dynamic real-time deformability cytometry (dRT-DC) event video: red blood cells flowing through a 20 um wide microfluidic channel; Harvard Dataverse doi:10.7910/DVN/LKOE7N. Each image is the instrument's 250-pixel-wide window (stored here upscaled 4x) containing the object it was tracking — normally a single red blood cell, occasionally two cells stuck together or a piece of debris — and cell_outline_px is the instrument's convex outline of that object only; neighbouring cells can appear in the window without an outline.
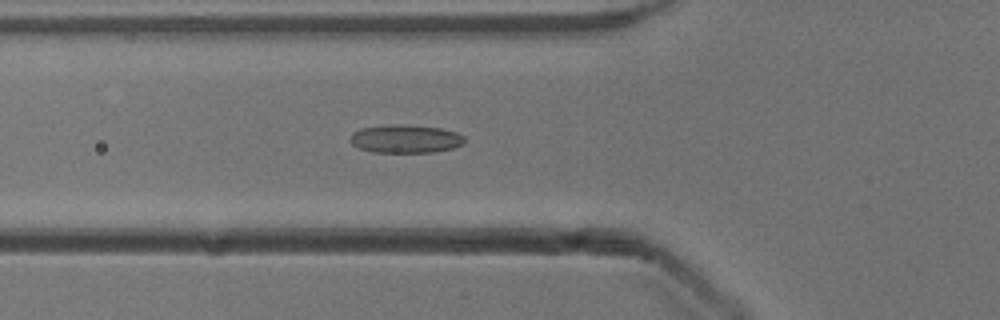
{"species": "common noctule bat (a hibernating species)", "species_latin": "Nyctalus noctula", "temperature_condition": "cold", "stored_images_in_passage": 53, "camera_frame_rate_fps": 3000, "um_per_image_px": 0.085, "animal": {"sex": "male", "body_mass_g": 13.3}, "frame": {"image": 1, "passage_image": 19, "time_ms": 6.0, "image_size_px": [1000, 320], "cell_outline_px": [[464, 144], [452, 148], [432, 152], [372, 152], [360, 148], [352, 144], [348, 140], [352, 132], [360, 128], [388, 124], [408, 124], [440, 128], [456, 132], [464, 136]], "centroid_in_image_um": [34.43, 11.78], "position_along_channel_um": 91.4, "area_um2": 19.02}}
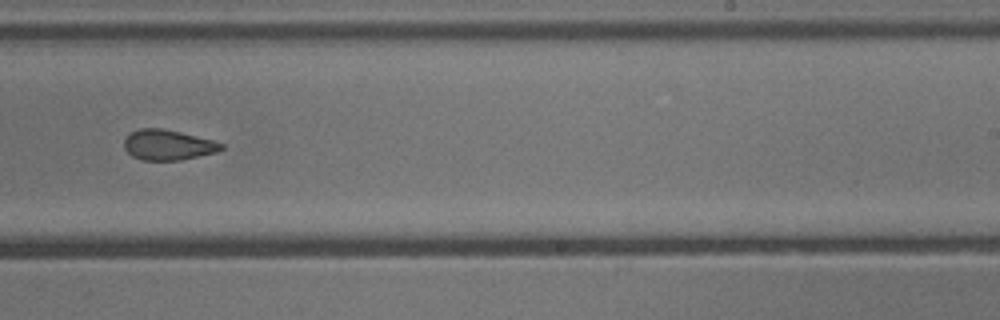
{"frame": {"image": 2, "passage_image": 33, "time_ms": 10.667, "image_size_px": [1000, 320], "cell_outline_px": [[224, 148], [216, 152], [180, 160], [140, 160], [132, 156], [124, 148], [124, 140], [132, 132], [140, 128], [160, 128], [180, 132], [212, 140], [224, 144]], "centroid_in_image_um": [14.27, 12.32], "position_along_channel_um": 274.7, "area_um2": 16.99}}
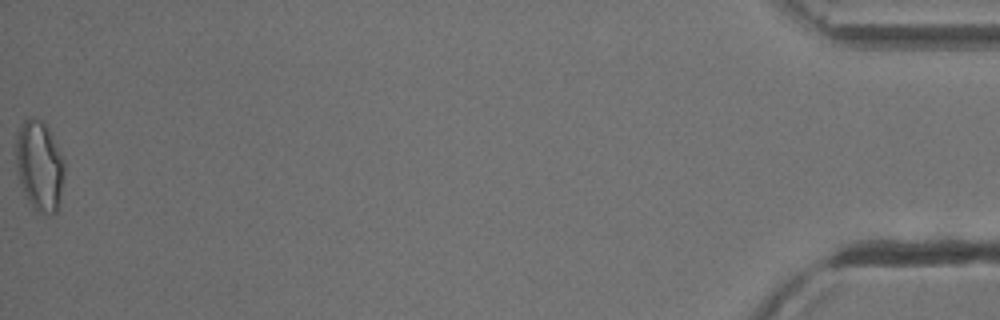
{"frame": {"image": 3, "passage_image": 53, "time_ms": 17.333, "image_size_px": [1000, 320], "cell_outline_px": [[64, 172], [60, 196], [56, 212], [52, 216], [48, 216], [32, 212], [24, 192], [20, 180], [16, 164], [16, 140], [20, 124], [28, 116], [44, 120], [64, 160]], "centroid_in_image_um": [3.35, 14.12], "position_along_channel_um": 431.9, "area_um2": 25.78}, "authors_computed_cell_mechanics": {"area_um2": 18.5538, "velocity_mm_per_s": 3.9182, "shape_relaxation_time_tau1_ms": null, "shape_relaxation_time_tau2_ms": 2.3405, "deformation_change_tau1": null, "deformation_change_tau2": 0.0953}}